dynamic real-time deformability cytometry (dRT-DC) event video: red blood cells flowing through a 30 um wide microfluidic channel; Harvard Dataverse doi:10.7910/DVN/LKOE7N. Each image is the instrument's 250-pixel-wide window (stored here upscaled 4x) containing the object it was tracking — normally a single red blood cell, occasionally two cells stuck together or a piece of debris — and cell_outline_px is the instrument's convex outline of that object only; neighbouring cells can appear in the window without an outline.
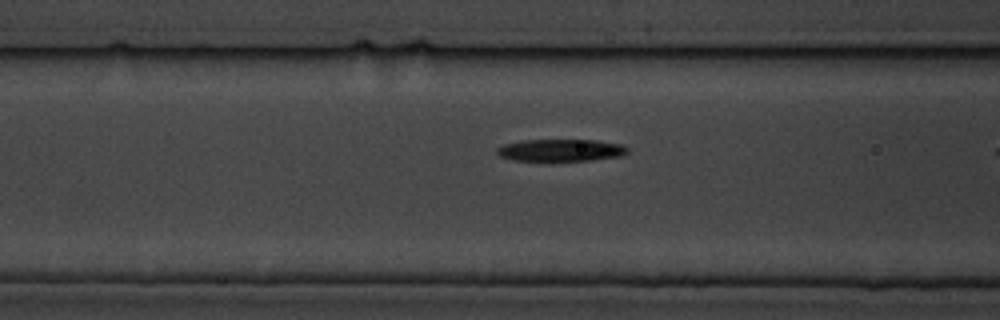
{"species": "common noctule bat (a hibernating species)", "species_latin": "Nyctalus noctula", "temperature_condition": "cold", "stored_images_in_passage": 18, "camera_frame_rate_fps": 3000, "um_per_image_px": 0.085, "animal": {"sex": "male", "body_mass_g": 19.5, "forearm_length_mm": 54.6}, "frame": {"image": 1, "passage_image": 16, "time_ms": 5.0, "image_size_px": [1000, 320], "cell_outline_px": [[628, 152], [620, 156], [592, 160], [512, 160], [500, 156], [496, 152], [496, 148], [504, 144], [520, 140], [596, 140], [620, 144], [628, 148]], "centroid_in_image_um": [47.64, 12.76], "position_along_channel_um": 119.0, "area_um2": 16.7}}